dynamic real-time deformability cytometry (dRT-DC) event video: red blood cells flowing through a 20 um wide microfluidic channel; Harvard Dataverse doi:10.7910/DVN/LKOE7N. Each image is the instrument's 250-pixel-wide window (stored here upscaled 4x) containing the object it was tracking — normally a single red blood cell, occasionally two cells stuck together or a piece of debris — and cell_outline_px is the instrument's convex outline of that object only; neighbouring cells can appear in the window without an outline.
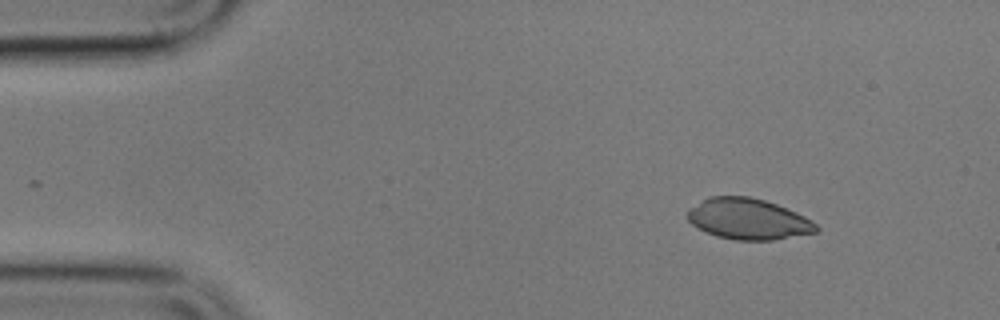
{"species": "common noctule bat (a hibernating species)", "species_latin": "Nyctalus noctula", "temperature_condition": "cold", "stored_images_in_passage": 4, "segment_of_instrument_passage": [1, 2], "camera_frame_rate_fps": 3000, "um_per_image_px": 0.085, "animal": {"sex": "male", "body_mass_g": 17.9}, "frame": {"image": 1, "passage_image": 1, "time_ms": 0.0, "image_size_px": [1000, 320], "cell_outline_px": [[820, 228], [816, 232], [772, 240], [736, 240], [716, 236], [692, 224], [684, 216], [688, 208], [708, 196], [748, 196], [764, 200], [776, 204], [796, 212], [812, 220]], "centroid_in_image_um": [63.56, 18.6], "position_along_channel_um": 21.4, "area_um2": 30.75}}